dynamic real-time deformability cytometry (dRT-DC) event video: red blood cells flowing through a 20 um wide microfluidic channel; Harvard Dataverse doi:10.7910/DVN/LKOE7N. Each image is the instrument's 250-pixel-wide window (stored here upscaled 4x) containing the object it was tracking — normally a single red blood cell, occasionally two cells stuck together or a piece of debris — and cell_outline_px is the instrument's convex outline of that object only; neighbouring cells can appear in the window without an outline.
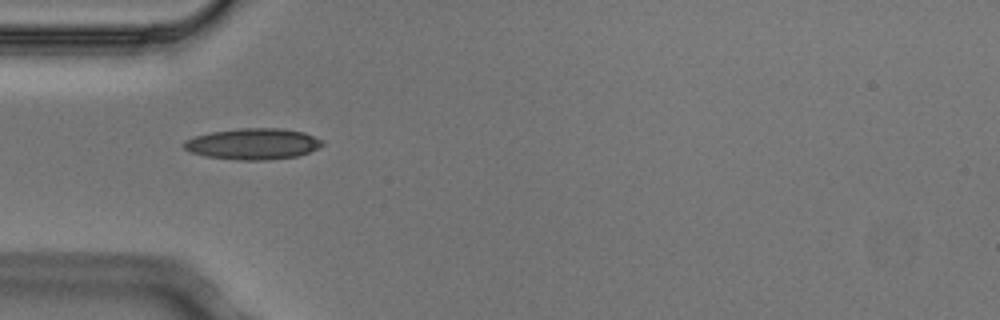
{"species": "Egyptian fruit bat (a non-hibernating species)", "species_latin": "Rousettus aegyptiacus", "temperature_condition": "cold", "stored_images_in_passage": 3, "camera_frame_rate_fps": 3000, "um_per_image_px": 0.085, "animal": {"sex": "male"}, "frame": {"image": 1, "passage_image": 1, "time_ms": 0.0, "image_size_px": [1000, 320], "cell_outline_px": [[324, 144], [320, 148], [296, 156], [268, 160], [236, 160], [204, 156], [188, 152], [184, 148], [184, 140], [196, 136], [212, 132], [240, 128], [280, 128], [304, 132], [324, 140]], "centroid_in_image_um": [21.52, 12.23], "position_along_channel_um": 63.5, "area_um2": 25.26}}
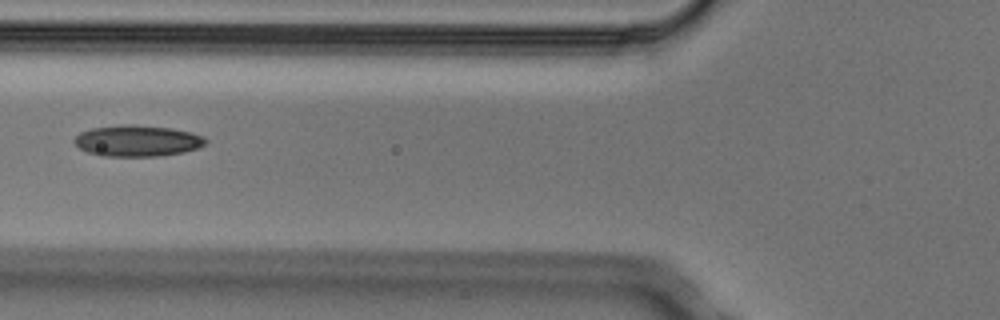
{"frame": {"image": 2, "passage_image": 2, "time_ms": 0.333, "image_size_px": [1000, 320], "cell_outline_px": [[208, 140], [204, 144], [196, 148], [184, 152], [156, 156], [100, 156], [88, 152], [80, 148], [72, 140], [80, 132], [92, 128], [120, 124], [132, 124], [172, 128], [192, 132], [204, 136]], "centroid_in_image_um": [11.67, 11.96], "position_along_channel_um": 114.1, "area_um2": 23.99}}
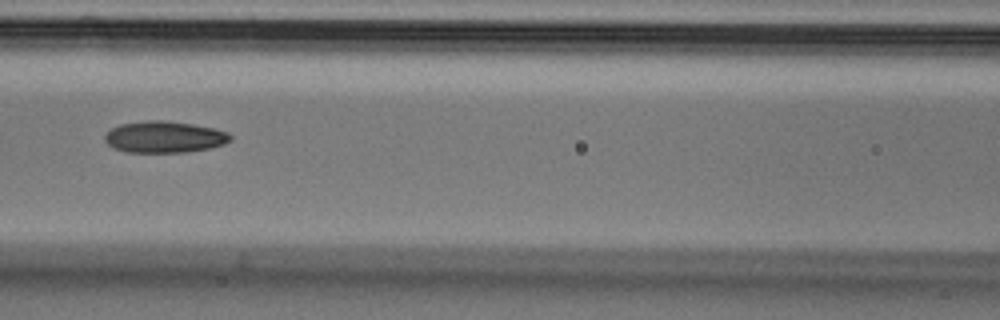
{"frame": {"image": 3, "passage_image": 3, "time_ms": 0.667, "image_size_px": [1000, 320], "cell_outline_px": [[232, 140], [224, 144], [208, 148], [184, 152], [124, 152], [112, 148], [104, 140], [104, 136], [112, 128], [120, 124], [148, 120], [164, 120], [192, 124], [212, 128], [228, 132], [232, 136]], "centroid_in_image_um": [13.95, 11.64], "position_along_channel_um": 152.6, "area_um2": 23.06}}